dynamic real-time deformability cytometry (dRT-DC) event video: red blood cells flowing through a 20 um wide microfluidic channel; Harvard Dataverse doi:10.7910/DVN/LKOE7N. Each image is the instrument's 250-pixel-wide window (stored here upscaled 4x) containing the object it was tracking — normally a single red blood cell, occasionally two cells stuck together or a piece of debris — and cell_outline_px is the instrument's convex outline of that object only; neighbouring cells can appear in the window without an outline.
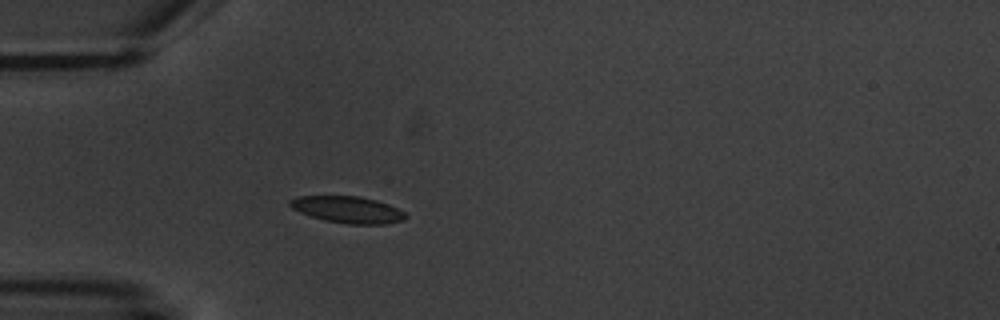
{"species": "common noctule bat (a hibernating species)", "species_latin": "Nyctalus noctula", "temperature_condition": "warm", "stored_images_in_passage": 4, "camera_frame_rate_fps": 3000, "um_per_image_px": 0.085, "animal": {"sex": "male", "body_mass_g": 20.1, "forearm_length_mm": 53.5}, "frame": {"image": 1, "passage_image": 4, "time_ms": 3.667, "image_size_px": [1000, 320], "cell_outline_px": [[408, 216], [404, 220], [384, 224], [348, 224], [324, 220], [300, 212], [292, 208], [288, 204], [288, 200], [296, 196], [360, 196], [376, 200], [388, 204], [404, 212]], "centroid_in_image_um": [29.54, 17.81], "position_along_channel_um": 55.5, "area_um2": 17.98}}